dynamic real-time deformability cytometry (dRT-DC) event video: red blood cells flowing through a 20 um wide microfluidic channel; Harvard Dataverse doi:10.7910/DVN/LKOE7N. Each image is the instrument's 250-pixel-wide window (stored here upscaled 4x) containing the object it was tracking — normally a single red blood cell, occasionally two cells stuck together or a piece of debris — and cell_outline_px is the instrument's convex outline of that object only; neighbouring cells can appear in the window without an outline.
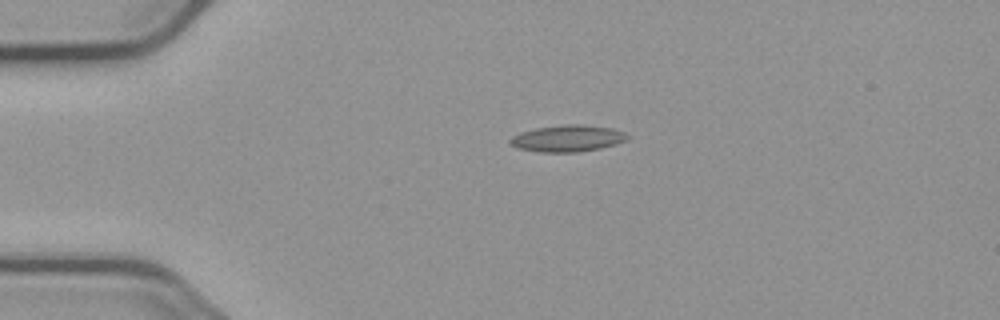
{"species": "common noctule bat (a hibernating species)", "species_latin": "Nyctalus noctula", "temperature_condition": "cold", "stored_images_in_passage": 3, "camera_frame_rate_fps": 3000, "um_per_image_px": 0.085, "animal": {"sex": "male", "body_mass_g": 23.1, "forearm_length_mm": 52.7}, "frame": {"image": 1, "passage_image": 3, "time_ms": 3.333, "image_size_px": [1000, 320], "cell_outline_px": [[632, 136], [628, 140], [616, 144], [600, 148], [576, 152], [540, 152], [516, 148], [508, 140], [512, 136], [520, 132], [536, 128], [564, 124], [580, 124], [612, 128], [624, 132]], "centroid_in_image_um": [48.27, 11.76], "position_along_channel_um": 36.7, "area_um2": 18.32}}